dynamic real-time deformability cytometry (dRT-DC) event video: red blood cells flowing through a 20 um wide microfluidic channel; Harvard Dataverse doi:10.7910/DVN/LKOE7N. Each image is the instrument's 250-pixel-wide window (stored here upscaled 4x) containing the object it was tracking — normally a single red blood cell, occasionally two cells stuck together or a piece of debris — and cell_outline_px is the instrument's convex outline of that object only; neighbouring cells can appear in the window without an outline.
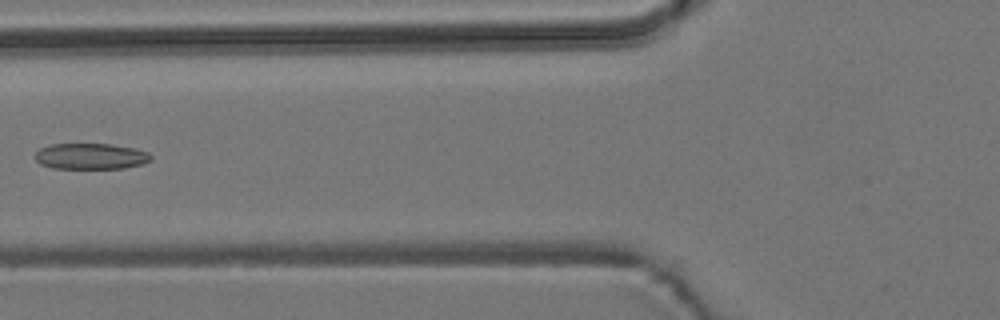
{"species": "common noctule bat (a hibernating species)", "species_latin": "Nyctalus noctula", "temperature_condition": "room temperature", "stored_images_in_passage": 6, "camera_frame_rate_fps": 3000, "um_per_image_px": 0.085, "animal": {"sex": "male", "body_mass_g": 19.2, "forearm_length_mm": 51.8}, "frame": {"image": 1, "passage_image": 5, "time_ms": 5.667, "image_size_px": [1000, 320], "cell_outline_px": [[152, 160], [144, 164], [124, 168], [52, 168], [40, 164], [36, 160], [36, 152], [40, 148], [48, 144], [112, 144], [136, 148], [148, 152], [152, 156]], "centroid_in_image_um": [7.75, 13.28], "position_along_channel_um": 118.1, "area_um2": 17.69}}
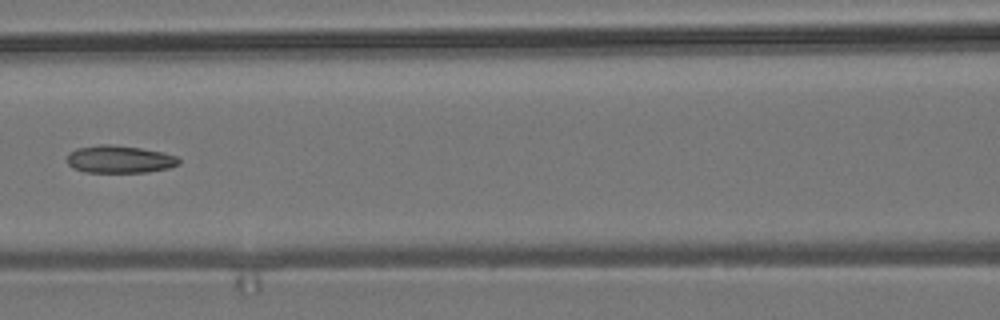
{"frame": {"image": 2, "passage_image": 6, "time_ms": 6.667, "image_size_px": [1000, 320], "cell_outline_px": [[180, 164], [168, 168], [148, 172], [84, 172], [72, 168], [68, 164], [68, 152], [76, 148], [100, 144], [112, 144], [140, 148], [164, 152], [176, 156], [180, 160]], "centroid_in_image_um": [10.15, 13.53], "position_along_channel_um": 156.4, "area_um2": 18.09}}